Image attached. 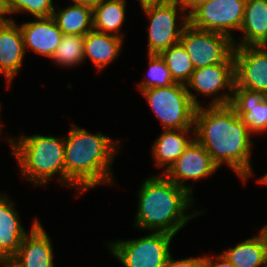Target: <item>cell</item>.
<instances>
[{"mask_svg": "<svg viewBox=\"0 0 267 267\" xmlns=\"http://www.w3.org/2000/svg\"><path fill=\"white\" fill-rule=\"evenodd\" d=\"M194 129L195 139L218 167L225 163L243 182L252 175L251 133L230 105L197 107Z\"/></svg>", "mask_w": 267, "mask_h": 267, "instance_id": "obj_1", "label": "cell"}, {"mask_svg": "<svg viewBox=\"0 0 267 267\" xmlns=\"http://www.w3.org/2000/svg\"><path fill=\"white\" fill-rule=\"evenodd\" d=\"M64 138L65 185L86 192L104 184H114L111 172L117 152V141L101 132L91 134L72 125Z\"/></svg>", "mask_w": 267, "mask_h": 267, "instance_id": "obj_2", "label": "cell"}, {"mask_svg": "<svg viewBox=\"0 0 267 267\" xmlns=\"http://www.w3.org/2000/svg\"><path fill=\"white\" fill-rule=\"evenodd\" d=\"M136 228L175 235L187 222L201 214L186 215L194 206L192 195L164 174L152 175L144 180L138 192Z\"/></svg>", "mask_w": 267, "mask_h": 267, "instance_id": "obj_3", "label": "cell"}, {"mask_svg": "<svg viewBox=\"0 0 267 267\" xmlns=\"http://www.w3.org/2000/svg\"><path fill=\"white\" fill-rule=\"evenodd\" d=\"M9 139L12 155L16 156L24 179L34 186H45L50 178L58 174L59 182L65 185L64 138L21 134Z\"/></svg>", "mask_w": 267, "mask_h": 267, "instance_id": "obj_4", "label": "cell"}, {"mask_svg": "<svg viewBox=\"0 0 267 267\" xmlns=\"http://www.w3.org/2000/svg\"><path fill=\"white\" fill-rule=\"evenodd\" d=\"M140 92L159 118L163 130L194 128L195 112L201 104L185 84L176 82L167 87L149 88Z\"/></svg>", "mask_w": 267, "mask_h": 267, "instance_id": "obj_5", "label": "cell"}, {"mask_svg": "<svg viewBox=\"0 0 267 267\" xmlns=\"http://www.w3.org/2000/svg\"><path fill=\"white\" fill-rule=\"evenodd\" d=\"M173 237L166 232H151L133 240L109 242L108 247L124 267H164Z\"/></svg>", "mask_w": 267, "mask_h": 267, "instance_id": "obj_6", "label": "cell"}, {"mask_svg": "<svg viewBox=\"0 0 267 267\" xmlns=\"http://www.w3.org/2000/svg\"><path fill=\"white\" fill-rule=\"evenodd\" d=\"M234 41L225 34L200 30L189 23L180 37L194 69L220 63H234Z\"/></svg>", "mask_w": 267, "mask_h": 267, "instance_id": "obj_7", "label": "cell"}, {"mask_svg": "<svg viewBox=\"0 0 267 267\" xmlns=\"http://www.w3.org/2000/svg\"><path fill=\"white\" fill-rule=\"evenodd\" d=\"M142 10L150 19L148 54H160L163 50L180 42L181 34L188 24V13L185 8L171 0L162 5L145 7ZM180 12L185 13L181 15L183 22L178 18ZM177 19H179V25Z\"/></svg>", "mask_w": 267, "mask_h": 267, "instance_id": "obj_8", "label": "cell"}, {"mask_svg": "<svg viewBox=\"0 0 267 267\" xmlns=\"http://www.w3.org/2000/svg\"><path fill=\"white\" fill-rule=\"evenodd\" d=\"M247 0H211L198 5L189 15L194 28L218 32L233 39L232 31L240 30Z\"/></svg>", "mask_w": 267, "mask_h": 267, "instance_id": "obj_9", "label": "cell"}, {"mask_svg": "<svg viewBox=\"0 0 267 267\" xmlns=\"http://www.w3.org/2000/svg\"><path fill=\"white\" fill-rule=\"evenodd\" d=\"M235 85L267 96V46H234Z\"/></svg>", "mask_w": 267, "mask_h": 267, "instance_id": "obj_10", "label": "cell"}, {"mask_svg": "<svg viewBox=\"0 0 267 267\" xmlns=\"http://www.w3.org/2000/svg\"><path fill=\"white\" fill-rule=\"evenodd\" d=\"M185 85L204 96L217 94L209 105H229L235 85V63H220L197 68ZM223 89H228L230 94L223 93L218 96V92Z\"/></svg>", "mask_w": 267, "mask_h": 267, "instance_id": "obj_11", "label": "cell"}, {"mask_svg": "<svg viewBox=\"0 0 267 267\" xmlns=\"http://www.w3.org/2000/svg\"><path fill=\"white\" fill-rule=\"evenodd\" d=\"M218 169L203 145L194 139L182 155L163 174L191 195L193 188L185 185L188 180L198 181L211 176Z\"/></svg>", "mask_w": 267, "mask_h": 267, "instance_id": "obj_12", "label": "cell"}, {"mask_svg": "<svg viewBox=\"0 0 267 267\" xmlns=\"http://www.w3.org/2000/svg\"><path fill=\"white\" fill-rule=\"evenodd\" d=\"M51 244L42 224L36 219L9 263L13 267H55Z\"/></svg>", "mask_w": 267, "mask_h": 267, "instance_id": "obj_13", "label": "cell"}, {"mask_svg": "<svg viewBox=\"0 0 267 267\" xmlns=\"http://www.w3.org/2000/svg\"><path fill=\"white\" fill-rule=\"evenodd\" d=\"M251 134L267 131V96L261 92L234 87L229 104Z\"/></svg>", "mask_w": 267, "mask_h": 267, "instance_id": "obj_14", "label": "cell"}, {"mask_svg": "<svg viewBox=\"0 0 267 267\" xmlns=\"http://www.w3.org/2000/svg\"><path fill=\"white\" fill-rule=\"evenodd\" d=\"M37 21L20 25L23 34L25 52L27 48L52 58L63 36L54 18H36Z\"/></svg>", "mask_w": 267, "mask_h": 267, "instance_id": "obj_15", "label": "cell"}, {"mask_svg": "<svg viewBox=\"0 0 267 267\" xmlns=\"http://www.w3.org/2000/svg\"><path fill=\"white\" fill-rule=\"evenodd\" d=\"M25 56L23 34L13 22L0 24V75L6 79L7 88L17 75Z\"/></svg>", "mask_w": 267, "mask_h": 267, "instance_id": "obj_16", "label": "cell"}, {"mask_svg": "<svg viewBox=\"0 0 267 267\" xmlns=\"http://www.w3.org/2000/svg\"><path fill=\"white\" fill-rule=\"evenodd\" d=\"M13 201L0 193V262H9L17 253L27 232Z\"/></svg>", "mask_w": 267, "mask_h": 267, "instance_id": "obj_17", "label": "cell"}, {"mask_svg": "<svg viewBox=\"0 0 267 267\" xmlns=\"http://www.w3.org/2000/svg\"><path fill=\"white\" fill-rule=\"evenodd\" d=\"M239 31L243 36L234 46H267V0H247Z\"/></svg>", "mask_w": 267, "mask_h": 267, "instance_id": "obj_18", "label": "cell"}, {"mask_svg": "<svg viewBox=\"0 0 267 267\" xmlns=\"http://www.w3.org/2000/svg\"><path fill=\"white\" fill-rule=\"evenodd\" d=\"M122 45L123 38L93 29L84 35V57H89L99 71L119 56Z\"/></svg>", "mask_w": 267, "mask_h": 267, "instance_id": "obj_19", "label": "cell"}, {"mask_svg": "<svg viewBox=\"0 0 267 267\" xmlns=\"http://www.w3.org/2000/svg\"><path fill=\"white\" fill-rule=\"evenodd\" d=\"M193 129V130H192ZM193 131V132H191ZM195 133L194 128L184 130H164L156 139L152 146V155L156 167L166 168L167 171L171 165L182 155L185 149L195 139L186 137V135Z\"/></svg>", "mask_w": 267, "mask_h": 267, "instance_id": "obj_20", "label": "cell"}, {"mask_svg": "<svg viewBox=\"0 0 267 267\" xmlns=\"http://www.w3.org/2000/svg\"><path fill=\"white\" fill-rule=\"evenodd\" d=\"M222 254L235 267H263L267 263V236L261 229L258 236L246 239Z\"/></svg>", "mask_w": 267, "mask_h": 267, "instance_id": "obj_21", "label": "cell"}, {"mask_svg": "<svg viewBox=\"0 0 267 267\" xmlns=\"http://www.w3.org/2000/svg\"><path fill=\"white\" fill-rule=\"evenodd\" d=\"M57 10L54 9L52 17L63 34L85 35L93 30V8L74 2Z\"/></svg>", "mask_w": 267, "mask_h": 267, "instance_id": "obj_22", "label": "cell"}, {"mask_svg": "<svg viewBox=\"0 0 267 267\" xmlns=\"http://www.w3.org/2000/svg\"><path fill=\"white\" fill-rule=\"evenodd\" d=\"M126 7V0L102 1L93 8V29L124 38L120 28L125 21Z\"/></svg>", "mask_w": 267, "mask_h": 267, "instance_id": "obj_23", "label": "cell"}, {"mask_svg": "<svg viewBox=\"0 0 267 267\" xmlns=\"http://www.w3.org/2000/svg\"><path fill=\"white\" fill-rule=\"evenodd\" d=\"M160 56L164 59L175 82L186 84L190 80L195 69L181 42L163 50Z\"/></svg>", "mask_w": 267, "mask_h": 267, "instance_id": "obj_24", "label": "cell"}, {"mask_svg": "<svg viewBox=\"0 0 267 267\" xmlns=\"http://www.w3.org/2000/svg\"><path fill=\"white\" fill-rule=\"evenodd\" d=\"M51 59L65 67H73L83 62L85 60L84 35L63 34Z\"/></svg>", "mask_w": 267, "mask_h": 267, "instance_id": "obj_25", "label": "cell"}, {"mask_svg": "<svg viewBox=\"0 0 267 267\" xmlns=\"http://www.w3.org/2000/svg\"><path fill=\"white\" fill-rule=\"evenodd\" d=\"M148 59V79L143 80L138 84L140 91L149 88L167 87L176 83L160 54H148Z\"/></svg>", "mask_w": 267, "mask_h": 267, "instance_id": "obj_26", "label": "cell"}, {"mask_svg": "<svg viewBox=\"0 0 267 267\" xmlns=\"http://www.w3.org/2000/svg\"><path fill=\"white\" fill-rule=\"evenodd\" d=\"M11 13H31L35 18L51 17L55 7L52 0H8Z\"/></svg>", "mask_w": 267, "mask_h": 267, "instance_id": "obj_27", "label": "cell"}, {"mask_svg": "<svg viewBox=\"0 0 267 267\" xmlns=\"http://www.w3.org/2000/svg\"><path fill=\"white\" fill-rule=\"evenodd\" d=\"M164 267H204V256L196 258H184L181 260H173L171 254Z\"/></svg>", "mask_w": 267, "mask_h": 267, "instance_id": "obj_28", "label": "cell"}, {"mask_svg": "<svg viewBox=\"0 0 267 267\" xmlns=\"http://www.w3.org/2000/svg\"><path fill=\"white\" fill-rule=\"evenodd\" d=\"M215 258V260H214ZM204 267H235L222 253L212 257L204 256Z\"/></svg>", "mask_w": 267, "mask_h": 267, "instance_id": "obj_29", "label": "cell"}, {"mask_svg": "<svg viewBox=\"0 0 267 267\" xmlns=\"http://www.w3.org/2000/svg\"><path fill=\"white\" fill-rule=\"evenodd\" d=\"M6 14H12L9 8L8 0H0V24H5L9 22H13L12 17L6 18Z\"/></svg>", "mask_w": 267, "mask_h": 267, "instance_id": "obj_30", "label": "cell"}, {"mask_svg": "<svg viewBox=\"0 0 267 267\" xmlns=\"http://www.w3.org/2000/svg\"><path fill=\"white\" fill-rule=\"evenodd\" d=\"M171 0H139V4L141 9L148 7V6H155V5H162Z\"/></svg>", "mask_w": 267, "mask_h": 267, "instance_id": "obj_31", "label": "cell"}, {"mask_svg": "<svg viewBox=\"0 0 267 267\" xmlns=\"http://www.w3.org/2000/svg\"><path fill=\"white\" fill-rule=\"evenodd\" d=\"M104 0H73V2L94 8Z\"/></svg>", "mask_w": 267, "mask_h": 267, "instance_id": "obj_32", "label": "cell"}, {"mask_svg": "<svg viewBox=\"0 0 267 267\" xmlns=\"http://www.w3.org/2000/svg\"><path fill=\"white\" fill-rule=\"evenodd\" d=\"M177 3L179 6L188 9L196 0H172Z\"/></svg>", "mask_w": 267, "mask_h": 267, "instance_id": "obj_33", "label": "cell"}, {"mask_svg": "<svg viewBox=\"0 0 267 267\" xmlns=\"http://www.w3.org/2000/svg\"><path fill=\"white\" fill-rule=\"evenodd\" d=\"M211 0H196L187 10L188 11V15L200 4H204V3H207Z\"/></svg>", "mask_w": 267, "mask_h": 267, "instance_id": "obj_34", "label": "cell"}, {"mask_svg": "<svg viewBox=\"0 0 267 267\" xmlns=\"http://www.w3.org/2000/svg\"><path fill=\"white\" fill-rule=\"evenodd\" d=\"M258 183H263L267 185V173L258 180Z\"/></svg>", "mask_w": 267, "mask_h": 267, "instance_id": "obj_35", "label": "cell"}, {"mask_svg": "<svg viewBox=\"0 0 267 267\" xmlns=\"http://www.w3.org/2000/svg\"><path fill=\"white\" fill-rule=\"evenodd\" d=\"M1 267H13L9 262H0Z\"/></svg>", "mask_w": 267, "mask_h": 267, "instance_id": "obj_36", "label": "cell"}, {"mask_svg": "<svg viewBox=\"0 0 267 267\" xmlns=\"http://www.w3.org/2000/svg\"><path fill=\"white\" fill-rule=\"evenodd\" d=\"M263 232L266 234L267 236V225H264L263 228H262Z\"/></svg>", "mask_w": 267, "mask_h": 267, "instance_id": "obj_37", "label": "cell"}]
</instances>
